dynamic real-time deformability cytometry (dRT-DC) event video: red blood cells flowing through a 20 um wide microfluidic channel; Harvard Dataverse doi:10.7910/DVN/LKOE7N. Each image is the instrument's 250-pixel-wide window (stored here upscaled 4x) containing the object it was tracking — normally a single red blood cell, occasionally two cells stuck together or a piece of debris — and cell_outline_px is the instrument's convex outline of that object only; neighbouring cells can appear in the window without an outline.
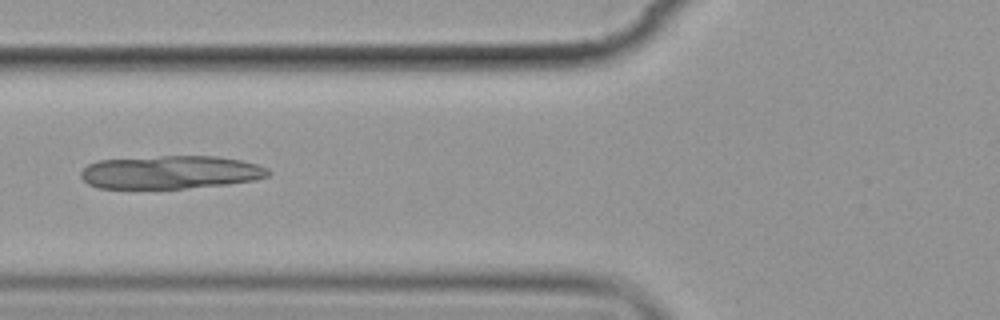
{"species": "common noctule bat (a hibernating species)", "species_latin": "Nyctalus noctula", "temperature_condition": "cold", "stored_images_in_passage": 8, "camera_frame_rate_fps": 3000, "um_per_image_px": 0.085, "animal": {"sex": "female", "body_mass_g": 19.9}, "frame": {"image": 1, "passage_image": 5, "time_ms": 5.0, "image_size_px": [1000, 320], "cell_outline_px": [[272, 172], [268, 176], [252, 180], [228, 184], [184, 188], [100, 188], [88, 184], [80, 176], [80, 172], [88, 164], [96, 160], [160, 156], [216, 156], [240, 160], [256, 164], [268, 168]], "centroid_in_image_um": [14.48, 14.63], "position_along_channel_um": 111.3, "area_um2": 36.24}}
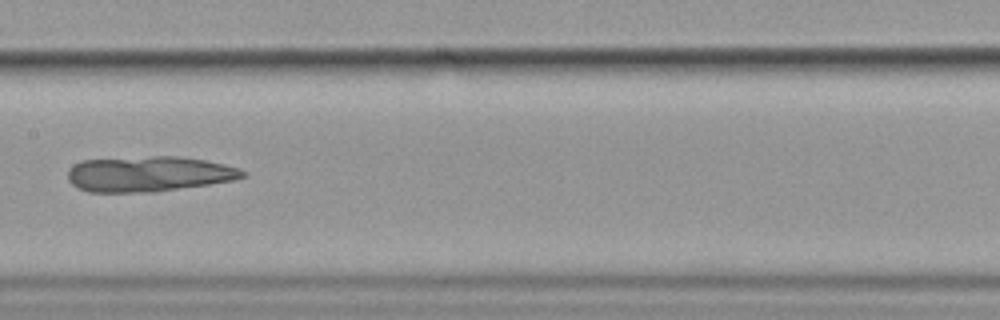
{"frame": {"image": 2, "passage_image": 7, "time_ms": 7.333, "image_size_px": [1000, 320], "cell_outline_px": [[248, 172], [244, 176], [232, 180], [208, 184], [156, 192], [88, 192], [76, 188], [68, 180], [68, 168], [72, 164], [84, 160], [152, 156], [180, 156], [204, 160], [224, 164], [240, 168]], "centroid_in_image_um": [12.61, 14.78], "position_along_channel_um": 194.8, "area_um2": 36.24}}
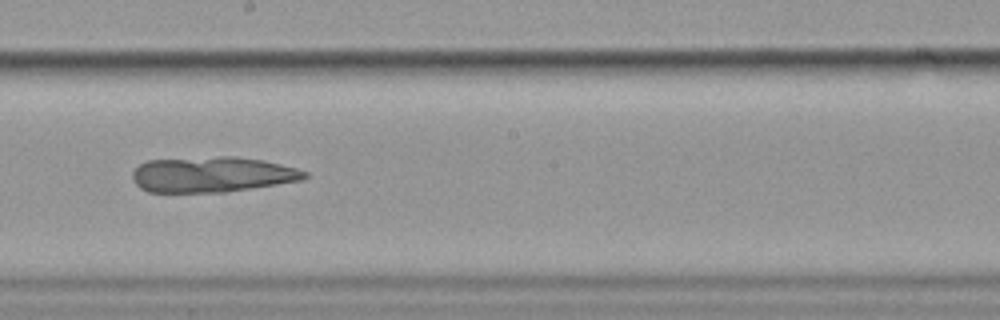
{"frame": {"image": 3, "passage_image": 8, "time_ms": 8.333, "image_size_px": [1000, 320], "cell_outline_px": [[308, 176], [300, 180], [276, 184], [224, 192], [148, 192], [140, 188], [132, 180], [132, 172], [140, 164], [148, 160], [220, 156], [236, 156], [264, 160], [296, 168], [308, 172]], "centroid_in_image_um": [18.0, 14.82], "position_along_channel_um": 230.2, "area_um2": 35.6}}